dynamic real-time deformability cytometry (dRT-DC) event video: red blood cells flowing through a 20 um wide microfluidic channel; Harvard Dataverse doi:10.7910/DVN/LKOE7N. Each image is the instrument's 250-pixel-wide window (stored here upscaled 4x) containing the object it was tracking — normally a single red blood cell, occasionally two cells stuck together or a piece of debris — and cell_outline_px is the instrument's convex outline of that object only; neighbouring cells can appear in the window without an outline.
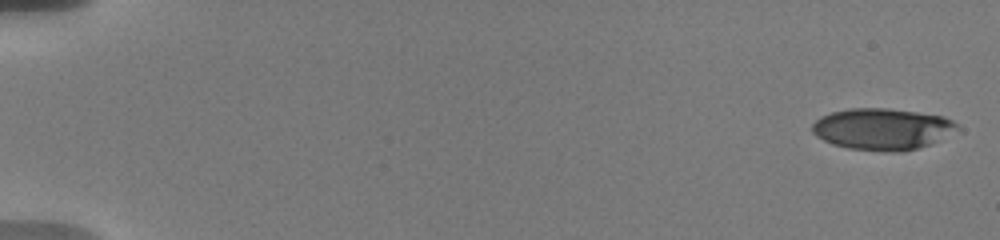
{"species": "human", "species_latin": "Homo sapiens", "temperature_condition": "warm", "stored_images_in_passage": 16, "camera_frame_rate_fps": 3000, "um_per_image_px": 0.085, "donor": {"sex": "male"}, "frame": {"image": 1, "passage_image": 1, "time_ms": 0.0, "image_size_px": [1000, 240], "cell_outline_px": [[960, 128], [928, 144], [916, 148], [900, 152], [884, 152], [848, 148], [832, 144], [816, 136], [812, 132], [812, 124], [820, 116], [832, 112], [852, 108], [888, 108], [944, 116], [952, 120]], "centroid_in_image_um": [74.95, 10.96], "position_along_channel_um": 10.1, "area_um2": 34.85}}